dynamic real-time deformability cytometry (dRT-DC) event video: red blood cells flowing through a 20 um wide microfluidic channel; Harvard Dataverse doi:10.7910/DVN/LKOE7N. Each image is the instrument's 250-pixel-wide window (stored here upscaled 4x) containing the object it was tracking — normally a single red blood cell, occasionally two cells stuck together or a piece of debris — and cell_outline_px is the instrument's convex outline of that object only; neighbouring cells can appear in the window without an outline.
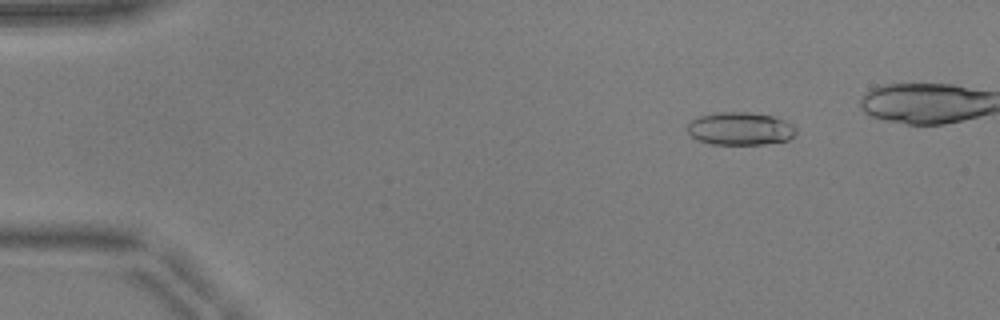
{"species": "common noctule bat (a hibernating species)", "species_latin": "Nyctalus noctula", "temperature_condition": "warm", "stored_images_in_passage": 44, "camera_frame_rate_fps": 3000, "um_per_image_px": 0.085, "animal": {"sex": "male", "body_mass_g": 17.9, "forearm_length_mm": 54.2}, "frame": {"image": 1, "passage_image": 5, "time_ms": 1.333, "image_size_px": [1000, 320], "cell_outline_px": [[796, 132], [788, 140], [764, 144], [712, 144], [696, 140], [688, 132], [688, 124], [696, 116], [720, 112], [748, 112], [772, 116], [784, 120], [792, 124], [796, 128]], "centroid_in_image_um": [62.9, 10.93], "position_along_channel_um": 22.1, "area_um2": 20.81}}
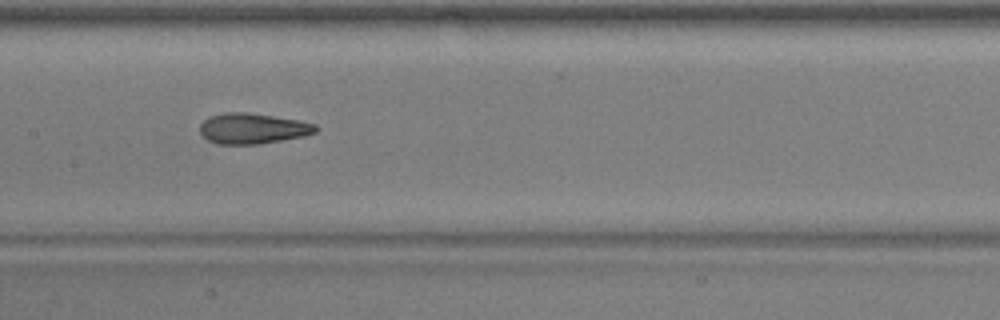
{"frame": {"image": 2, "passage_image": 24, "time_ms": 7.667, "image_size_px": [1000, 320], "cell_outline_px": [[320, 128], [316, 132], [304, 136], [260, 144], [216, 144], [208, 140], [200, 132], [200, 124], [208, 116], [224, 112], [244, 112], [300, 120], [316, 124]], "centroid_in_image_um": [21.49, 10.92], "position_along_channel_um": 185.9, "area_um2": 20.75}}
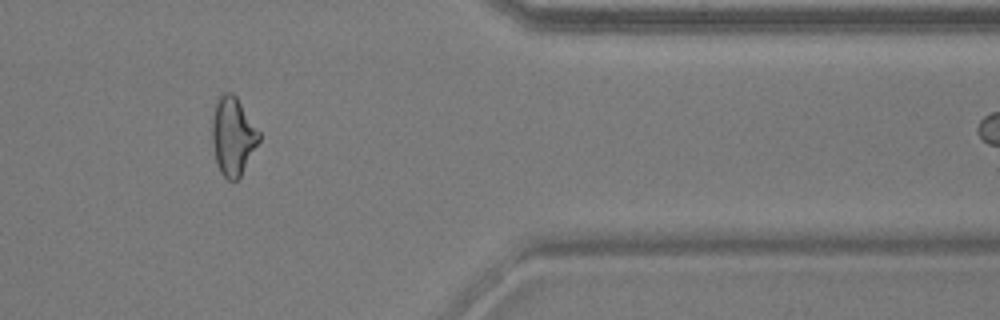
{"frame": {"image": 3, "passage_image": 41, "time_ms": 13.333, "image_size_px": [1000, 320], "cell_outline_px": [[260, 140], [240, 176], [236, 180], [228, 180], [220, 172], [216, 164], [212, 144], [212, 116], [216, 100], [224, 92], [232, 92], [236, 96], [260, 132]], "centroid_in_image_um": [19.78, 11.56], "position_along_channel_um": 391.6, "area_um2": 21.39}}